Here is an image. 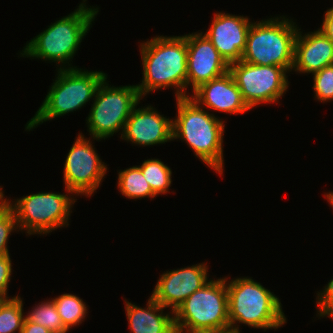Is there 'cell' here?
<instances>
[{"mask_svg": "<svg viewBox=\"0 0 333 333\" xmlns=\"http://www.w3.org/2000/svg\"><path fill=\"white\" fill-rule=\"evenodd\" d=\"M142 83L136 84L140 97L152 91L175 87L176 98L187 94V40L182 36H155L140 43Z\"/></svg>", "mask_w": 333, "mask_h": 333, "instance_id": "obj_1", "label": "cell"}, {"mask_svg": "<svg viewBox=\"0 0 333 333\" xmlns=\"http://www.w3.org/2000/svg\"><path fill=\"white\" fill-rule=\"evenodd\" d=\"M172 139L185 141L195 155L220 175L224 171V121L199 106L190 97L176 98Z\"/></svg>", "mask_w": 333, "mask_h": 333, "instance_id": "obj_2", "label": "cell"}, {"mask_svg": "<svg viewBox=\"0 0 333 333\" xmlns=\"http://www.w3.org/2000/svg\"><path fill=\"white\" fill-rule=\"evenodd\" d=\"M85 1L74 12L51 23L31 39L20 51V57L52 61L60 64L58 69L77 68L72 66L71 61L99 12L98 7H88ZM66 63L69 67H66Z\"/></svg>", "mask_w": 333, "mask_h": 333, "instance_id": "obj_3", "label": "cell"}, {"mask_svg": "<svg viewBox=\"0 0 333 333\" xmlns=\"http://www.w3.org/2000/svg\"><path fill=\"white\" fill-rule=\"evenodd\" d=\"M225 279L231 328L239 330L238 324L241 323L266 331L286 323L280 299L273 292L249 277Z\"/></svg>", "mask_w": 333, "mask_h": 333, "instance_id": "obj_4", "label": "cell"}, {"mask_svg": "<svg viewBox=\"0 0 333 333\" xmlns=\"http://www.w3.org/2000/svg\"><path fill=\"white\" fill-rule=\"evenodd\" d=\"M56 75V80L42 105L25 125V131H31L43 122L81 109L94 99L98 86L107 77L102 71L81 68L57 69Z\"/></svg>", "mask_w": 333, "mask_h": 333, "instance_id": "obj_5", "label": "cell"}, {"mask_svg": "<svg viewBox=\"0 0 333 333\" xmlns=\"http://www.w3.org/2000/svg\"><path fill=\"white\" fill-rule=\"evenodd\" d=\"M292 20L277 16L252 22L241 60L254 65H276L292 71L299 30Z\"/></svg>", "mask_w": 333, "mask_h": 333, "instance_id": "obj_6", "label": "cell"}, {"mask_svg": "<svg viewBox=\"0 0 333 333\" xmlns=\"http://www.w3.org/2000/svg\"><path fill=\"white\" fill-rule=\"evenodd\" d=\"M177 333H212L230 327L226 279L208 281L174 312Z\"/></svg>", "mask_w": 333, "mask_h": 333, "instance_id": "obj_7", "label": "cell"}, {"mask_svg": "<svg viewBox=\"0 0 333 333\" xmlns=\"http://www.w3.org/2000/svg\"><path fill=\"white\" fill-rule=\"evenodd\" d=\"M74 195L73 192H69V195L39 192L23 196L12 203L9 198H5V201L13 209L20 231L26 230L28 235H47L69 225L72 206L77 200Z\"/></svg>", "mask_w": 333, "mask_h": 333, "instance_id": "obj_8", "label": "cell"}, {"mask_svg": "<svg viewBox=\"0 0 333 333\" xmlns=\"http://www.w3.org/2000/svg\"><path fill=\"white\" fill-rule=\"evenodd\" d=\"M107 77L98 86L86 119L88 132L94 140H105L121 130L133 108L142 98L136 85L109 86Z\"/></svg>", "mask_w": 333, "mask_h": 333, "instance_id": "obj_9", "label": "cell"}, {"mask_svg": "<svg viewBox=\"0 0 333 333\" xmlns=\"http://www.w3.org/2000/svg\"><path fill=\"white\" fill-rule=\"evenodd\" d=\"M229 72L250 109L261 103H277L289 87V72L276 65H254L241 60L230 64Z\"/></svg>", "mask_w": 333, "mask_h": 333, "instance_id": "obj_10", "label": "cell"}, {"mask_svg": "<svg viewBox=\"0 0 333 333\" xmlns=\"http://www.w3.org/2000/svg\"><path fill=\"white\" fill-rule=\"evenodd\" d=\"M105 164L100 159L90 138L85 139V136L79 133L64 163L63 180L66 193L73 192L77 196H92L107 173Z\"/></svg>", "mask_w": 333, "mask_h": 333, "instance_id": "obj_11", "label": "cell"}, {"mask_svg": "<svg viewBox=\"0 0 333 333\" xmlns=\"http://www.w3.org/2000/svg\"><path fill=\"white\" fill-rule=\"evenodd\" d=\"M208 266L205 263L166 271L157 280L152 297L165 308H177L196 290L201 289L208 281ZM209 279V280H208Z\"/></svg>", "mask_w": 333, "mask_h": 333, "instance_id": "obj_12", "label": "cell"}, {"mask_svg": "<svg viewBox=\"0 0 333 333\" xmlns=\"http://www.w3.org/2000/svg\"><path fill=\"white\" fill-rule=\"evenodd\" d=\"M184 36L187 40V88L192 86V92L229 71V65L203 32Z\"/></svg>", "mask_w": 333, "mask_h": 333, "instance_id": "obj_13", "label": "cell"}, {"mask_svg": "<svg viewBox=\"0 0 333 333\" xmlns=\"http://www.w3.org/2000/svg\"><path fill=\"white\" fill-rule=\"evenodd\" d=\"M204 33L228 65L241 61L251 27L247 16L218 12Z\"/></svg>", "mask_w": 333, "mask_h": 333, "instance_id": "obj_14", "label": "cell"}, {"mask_svg": "<svg viewBox=\"0 0 333 333\" xmlns=\"http://www.w3.org/2000/svg\"><path fill=\"white\" fill-rule=\"evenodd\" d=\"M173 120L164 117L155 108H133L121 133L122 140L142 146H153L173 141Z\"/></svg>", "mask_w": 333, "mask_h": 333, "instance_id": "obj_15", "label": "cell"}, {"mask_svg": "<svg viewBox=\"0 0 333 333\" xmlns=\"http://www.w3.org/2000/svg\"><path fill=\"white\" fill-rule=\"evenodd\" d=\"M189 97L199 106L209 110L228 114H243L250 110L229 71L218 78L203 83Z\"/></svg>", "mask_w": 333, "mask_h": 333, "instance_id": "obj_16", "label": "cell"}, {"mask_svg": "<svg viewBox=\"0 0 333 333\" xmlns=\"http://www.w3.org/2000/svg\"><path fill=\"white\" fill-rule=\"evenodd\" d=\"M300 30L295 39L292 70L313 75L333 64V43L328 37L319 28L304 35Z\"/></svg>", "mask_w": 333, "mask_h": 333, "instance_id": "obj_17", "label": "cell"}, {"mask_svg": "<svg viewBox=\"0 0 333 333\" xmlns=\"http://www.w3.org/2000/svg\"><path fill=\"white\" fill-rule=\"evenodd\" d=\"M124 301L131 333H177L174 312L163 314L165 307L156 302L152 296L148 298L146 308Z\"/></svg>", "mask_w": 333, "mask_h": 333, "instance_id": "obj_18", "label": "cell"}, {"mask_svg": "<svg viewBox=\"0 0 333 333\" xmlns=\"http://www.w3.org/2000/svg\"><path fill=\"white\" fill-rule=\"evenodd\" d=\"M117 184L120 194L128 199H142L146 197L154 199L157 196L144 178L139 166L120 170Z\"/></svg>", "mask_w": 333, "mask_h": 333, "instance_id": "obj_19", "label": "cell"}, {"mask_svg": "<svg viewBox=\"0 0 333 333\" xmlns=\"http://www.w3.org/2000/svg\"><path fill=\"white\" fill-rule=\"evenodd\" d=\"M56 305L64 327L69 331L80 325L88 313L85 302L74 294H61L52 299Z\"/></svg>", "mask_w": 333, "mask_h": 333, "instance_id": "obj_20", "label": "cell"}, {"mask_svg": "<svg viewBox=\"0 0 333 333\" xmlns=\"http://www.w3.org/2000/svg\"><path fill=\"white\" fill-rule=\"evenodd\" d=\"M142 174L156 195L166 194L172 183V171L159 159H147L140 166Z\"/></svg>", "mask_w": 333, "mask_h": 333, "instance_id": "obj_21", "label": "cell"}, {"mask_svg": "<svg viewBox=\"0 0 333 333\" xmlns=\"http://www.w3.org/2000/svg\"><path fill=\"white\" fill-rule=\"evenodd\" d=\"M19 295L0 301V333H22L25 315Z\"/></svg>", "mask_w": 333, "mask_h": 333, "instance_id": "obj_22", "label": "cell"}, {"mask_svg": "<svg viewBox=\"0 0 333 333\" xmlns=\"http://www.w3.org/2000/svg\"><path fill=\"white\" fill-rule=\"evenodd\" d=\"M29 322L46 327L52 333H67L52 298L38 303L25 315Z\"/></svg>", "mask_w": 333, "mask_h": 333, "instance_id": "obj_23", "label": "cell"}, {"mask_svg": "<svg viewBox=\"0 0 333 333\" xmlns=\"http://www.w3.org/2000/svg\"><path fill=\"white\" fill-rule=\"evenodd\" d=\"M313 80L315 99L324 103L333 100V64L313 74Z\"/></svg>", "mask_w": 333, "mask_h": 333, "instance_id": "obj_24", "label": "cell"}, {"mask_svg": "<svg viewBox=\"0 0 333 333\" xmlns=\"http://www.w3.org/2000/svg\"><path fill=\"white\" fill-rule=\"evenodd\" d=\"M14 231H19L16 216L5 201L0 205V256L9 254L8 238Z\"/></svg>", "mask_w": 333, "mask_h": 333, "instance_id": "obj_25", "label": "cell"}, {"mask_svg": "<svg viewBox=\"0 0 333 333\" xmlns=\"http://www.w3.org/2000/svg\"><path fill=\"white\" fill-rule=\"evenodd\" d=\"M317 312L320 317H331L333 320V278L323 290L317 292Z\"/></svg>", "mask_w": 333, "mask_h": 333, "instance_id": "obj_26", "label": "cell"}, {"mask_svg": "<svg viewBox=\"0 0 333 333\" xmlns=\"http://www.w3.org/2000/svg\"><path fill=\"white\" fill-rule=\"evenodd\" d=\"M12 275L10 254L0 256V301L10 299L7 291Z\"/></svg>", "mask_w": 333, "mask_h": 333, "instance_id": "obj_27", "label": "cell"}, {"mask_svg": "<svg viewBox=\"0 0 333 333\" xmlns=\"http://www.w3.org/2000/svg\"><path fill=\"white\" fill-rule=\"evenodd\" d=\"M320 30L328 37L333 43V7L329 8L324 15Z\"/></svg>", "mask_w": 333, "mask_h": 333, "instance_id": "obj_28", "label": "cell"}, {"mask_svg": "<svg viewBox=\"0 0 333 333\" xmlns=\"http://www.w3.org/2000/svg\"><path fill=\"white\" fill-rule=\"evenodd\" d=\"M22 333H52L42 325L29 322L26 318L23 324Z\"/></svg>", "mask_w": 333, "mask_h": 333, "instance_id": "obj_29", "label": "cell"}, {"mask_svg": "<svg viewBox=\"0 0 333 333\" xmlns=\"http://www.w3.org/2000/svg\"><path fill=\"white\" fill-rule=\"evenodd\" d=\"M212 333H240V330L229 327L226 329L214 331Z\"/></svg>", "mask_w": 333, "mask_h": 333, "instance_id": "obj_30", "label": "cell"}, {"mask_svg": "<svg viewBox=\"0 0 333 333\" xmlns=\"http://www.w3.org/2000/svg\"><path fill=\"white\" fill-rule=\"evenodd\" d=\"M325 197L327 198L329 204L333 208V192L331 191V192L326 193Z\"/></svg>", "mask_w": 333, "mask_h": 333, "instance_id": "obj_31", "label": "cell"}, {"mask_svg": "<svg viewBox=\"0 0 333 333\" xmlns=\"http://www.w3.org/2000/svg\"><path fill=\"white\" fill-rule=\"evenodd\" d=\"M2 188L3 187H0V205L3 203V202H5V197H4V192H3V190H2Z\"/></svg>", "mask_w": 333, "mask_h": 333, "instance_id": "obj_32", "label": "cell"}]
</instances>
